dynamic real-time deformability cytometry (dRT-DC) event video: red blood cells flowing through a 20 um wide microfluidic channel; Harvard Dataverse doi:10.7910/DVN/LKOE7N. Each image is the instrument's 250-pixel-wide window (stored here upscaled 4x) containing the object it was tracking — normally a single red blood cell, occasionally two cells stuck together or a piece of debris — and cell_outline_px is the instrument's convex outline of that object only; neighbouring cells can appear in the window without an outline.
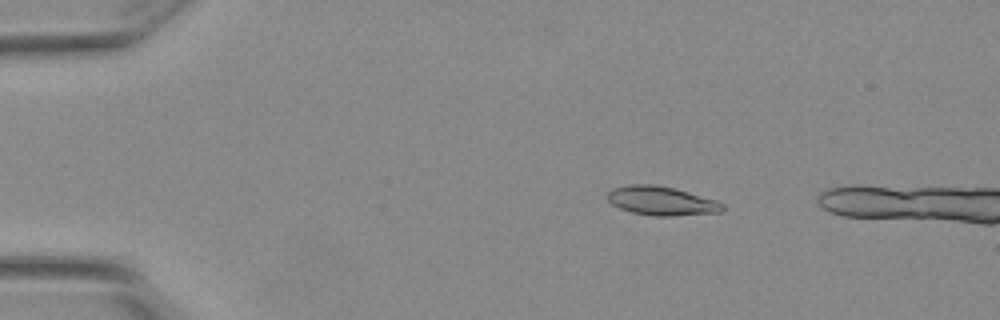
{"species": "Egyptian fruit bat (a non-hibernating species)", "species_latin": "Rousettus aegyptiacus", "temperature_condition": "warm", "stored_images_in_passage": 3, "camera_frame_rate_fps": 3000, "um_per_image_px": 0.085, "animal": {"sex": "female"}, "frame": {"image": 1, "passage_image": 1, "time_ms": 0.0, "image_size_px": [1000, 320], "cell_outline_px": [[724, 208], [720, 212], [672, 216], [652, 216], [632, 212], [620, 208], [612, 204], [608, 200], [608, 192], [612, 188], [628, 184], [656, 184], [676, 188], [716, 200], [724, 204]], "centroid_in_image_um": [56.22, 17.06], "position_along_channel_um": 28.8, "area_um2": 19.54}}